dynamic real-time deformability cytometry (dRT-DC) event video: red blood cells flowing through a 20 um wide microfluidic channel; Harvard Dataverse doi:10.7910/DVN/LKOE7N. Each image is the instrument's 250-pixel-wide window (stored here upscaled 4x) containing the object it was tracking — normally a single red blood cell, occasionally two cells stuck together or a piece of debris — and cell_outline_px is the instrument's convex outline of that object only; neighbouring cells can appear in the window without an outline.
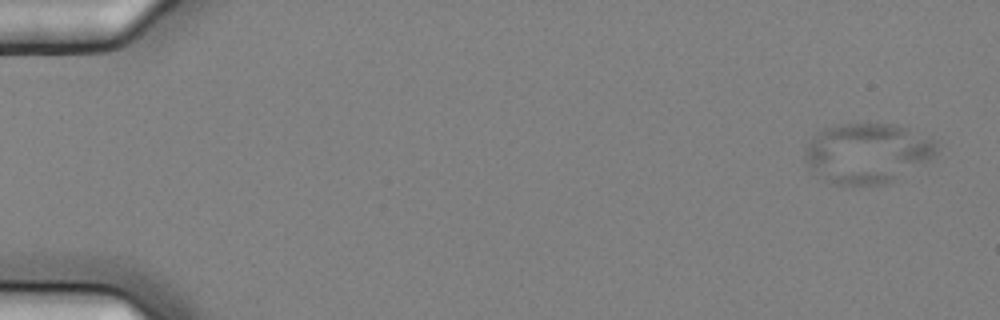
{"species": "common noctule bat (a hibernating species)", "species_latin": "Nyctalus noctula", "temperature_condition": "cold", "stored_images_in_passage": 11, "camera_frame_rate_fps": 3000, "um_per_image_px": 0.085, "animal": {"sex": "female", "body_mass_g": 25.1}, "frame": {"image": 1, "passage_image": 1, "time_ms": 0.0, "image_size_px": [1000, 320], "cell_outline_px": [[936, 156], [892, 180], [880, 184], [836, 184], [812, 176], [804, 156], [804, 148], [812, 136], [816, 132], [824, 128], [844, 124], [896, 124], [908, 128], [936, 140]], "centroid_in_image_um": [73.65, 13.0], "position_along_channel_um": 11.3, "area_um2": 46.07}}